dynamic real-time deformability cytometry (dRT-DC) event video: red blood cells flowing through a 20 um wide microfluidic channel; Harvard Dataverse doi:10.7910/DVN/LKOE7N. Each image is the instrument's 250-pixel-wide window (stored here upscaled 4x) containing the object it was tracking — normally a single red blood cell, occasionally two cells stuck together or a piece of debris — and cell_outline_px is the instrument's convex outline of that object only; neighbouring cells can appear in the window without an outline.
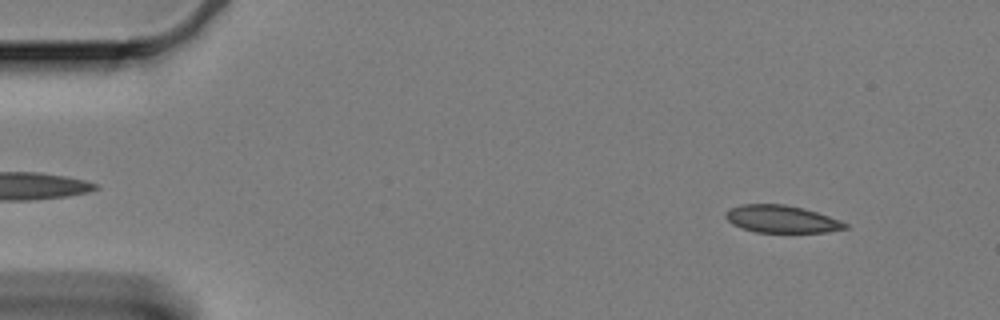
{"species": "Egyptian fruit bat (a non-hibernating species)", "species_latin": "Rousettus aegyptiacus", "temperature_condition": "cold", "stored_images_in_passage": 59, "camera_frame_rate_fps": 3000, "um_per_image_px": 0.085, "animal": {"sex": "female"}, "frame": {"image": 1, "passage_image": 5, "time_ms": 1.333, "image_size_px": [1000, 320], "cell_outline_px": [[848, 228], [824, 232], [756, 232], [732, 224], [724, 216], [724, 212], [740, 204], [784, 204], [804, 208], [840, 220], [848, 224]], "centroid_in_image_um": [66.42, 18.61], "position_along_channel_um": 18.6, "area_um2": 18.96}}
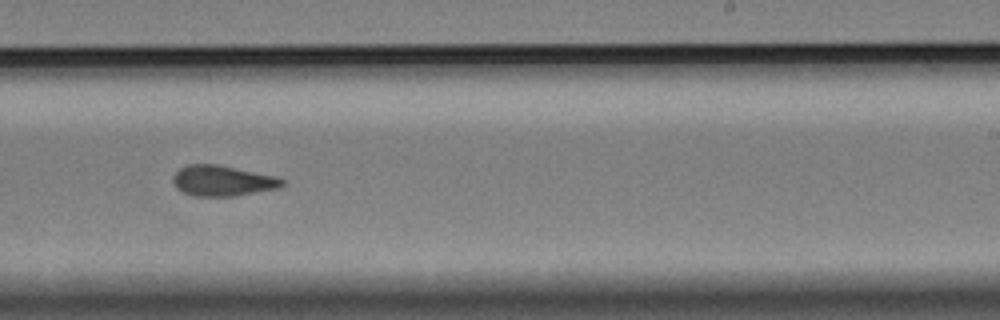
{"frame": {"image": 2, "passage_image": 36, "time_ms": 11.667, "image_size_px": [1000, 320], "cell_outline_px": [[284, 184], [280, 188], [236, 196], [192, 196], [176, 188], [172, 180], [172, 176], [180, 168], [188, 164], [216, 164], [276, 176], [284, 180]], "centroid_in_image_um": [18.91, 15.37], "position_along_channel_um": 270.1, "area_um2": 19.54}}
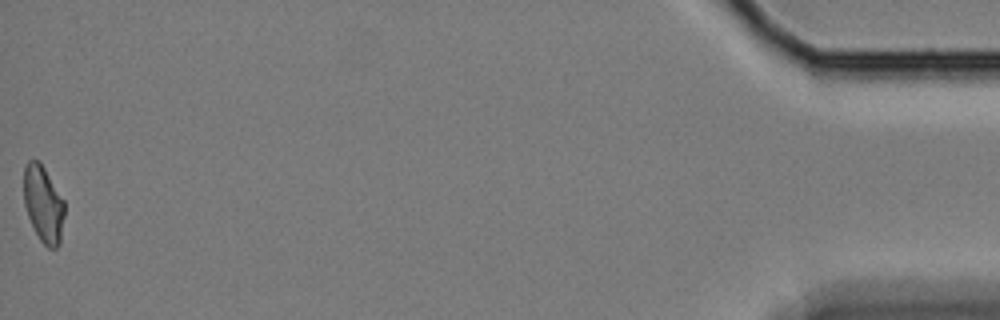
{"frame": {"image": 3, "passage_image": 59, "time_ms": 19.333, "image_size_px": [1000, 320], "cell_outline_px": [[64, 216], [60, 244], [56, 248], [48, 248], [40, 240], [28, 216], [24, 204], [24, 168], [28, 160], [40, 160], [64, 200]], "centroid_in_image_um": [3.69, 17.33], "position_along_channel_um": 431.5, "area_um2": 18.21}, "authors_computed_cell_mechanics": {"area_um2": 19.5942, "velocity_mm_per_s": 3.3181, "shape_relaxation_time_tau1_ms": null, "shape_relaxation_time_tau2_ms": 9.0421, "deformation_change_tau1": null, "deformation_change_tau2": 0.1276}}